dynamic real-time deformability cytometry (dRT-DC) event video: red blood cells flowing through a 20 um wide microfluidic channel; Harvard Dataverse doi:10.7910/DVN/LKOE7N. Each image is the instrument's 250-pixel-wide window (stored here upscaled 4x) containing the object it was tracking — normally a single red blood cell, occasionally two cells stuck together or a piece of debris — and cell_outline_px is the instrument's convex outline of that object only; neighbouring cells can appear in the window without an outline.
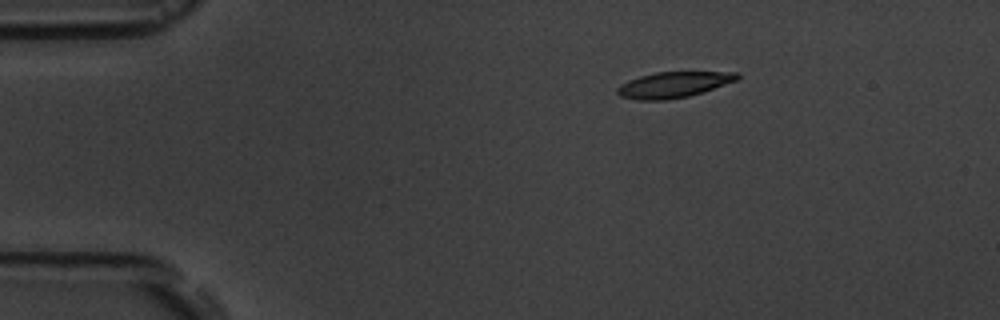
{"species": "common noctule bat (a hibernating species)", "species_latin": "Nyctalus noctula", "temperature_condition": "room temperature", "stored_images_in_passage": 3, "camera_frame_rate_fps": 3000, "um_per_image_px": 0.085, "animal": {"sex": "male", "body_mass_g": 19.5, "forearm_length_mm": 54.6}, "frame": {"image": 1, "passage_image": 1, "time_ms": 0.0, "image_size_px": [1000, 320], "cell_outline_px": [[740, 76], [736, 80], [704, 92], [688, 96], [668, 100], [636, 100], [620, 96], [616, 92], [616, 88], [620, 84], [628, 80], [640, 76], [656, 72], [736, 72]], "centroid_in_image_um": [57.21, 7.21], "position_along_channel_um": 27.8, "area_um2": 18.03}}